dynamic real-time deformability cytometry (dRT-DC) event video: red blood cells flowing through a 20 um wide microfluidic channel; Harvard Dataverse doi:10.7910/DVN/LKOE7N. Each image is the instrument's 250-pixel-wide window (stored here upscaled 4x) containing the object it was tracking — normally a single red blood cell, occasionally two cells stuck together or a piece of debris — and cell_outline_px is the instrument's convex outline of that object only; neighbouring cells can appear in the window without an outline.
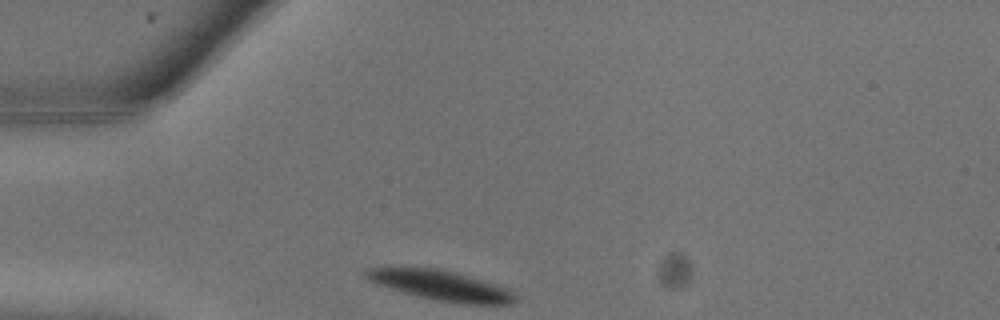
{"species": "common noctule bat (a hibernating species)", "species_latin": "Nyctalus noctula", "temperature_condition": "warm", "stored_images_in_passage": 5, "camera_frame_rate_fps": 3000, "um_per_image_px": 0.085, "animal": {"sex": "male", "body_mass_g": 13.3}, "frame": {"image": 1, "passage_image": 1, "time_ms": 0.0, "image_size_px": [1000, 320], "cell_outline_px": [[516, 300], [508, 304], [460, 304], [436, 300], [404, 292], [380, 284], [364, 276], [364, 272], [368, 268], [436, 268], [456, 272], [512, 288], [516, 292]], "centroid_in_image_um": [37.63, 24.27], "position_along_channel_um": 47.4, "area_um2": 25.84}}
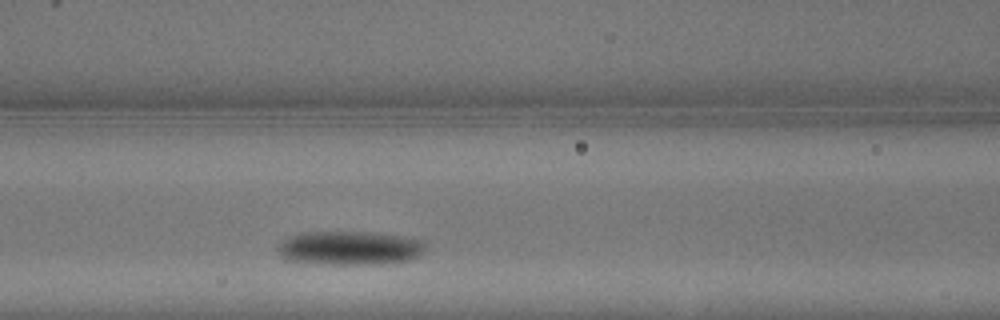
{"frame": {"image": 2, "passage_image": 5, "time_ms": 1.333, "image_size_px": [1000, 320], "cell_outline_px": [[428, 244], [424, 252], [420, 256], [412, 260], [380, 264], [332, 264], [288, 260], [280, 256], [276, 248], [288, 236], [304, 232], [376, 232], [404, 236], [428, 240]], "centroid_in_image_um": [29.84, 21.07], "position_along_channel_um": 136.8, "area_um2": 29.71}}